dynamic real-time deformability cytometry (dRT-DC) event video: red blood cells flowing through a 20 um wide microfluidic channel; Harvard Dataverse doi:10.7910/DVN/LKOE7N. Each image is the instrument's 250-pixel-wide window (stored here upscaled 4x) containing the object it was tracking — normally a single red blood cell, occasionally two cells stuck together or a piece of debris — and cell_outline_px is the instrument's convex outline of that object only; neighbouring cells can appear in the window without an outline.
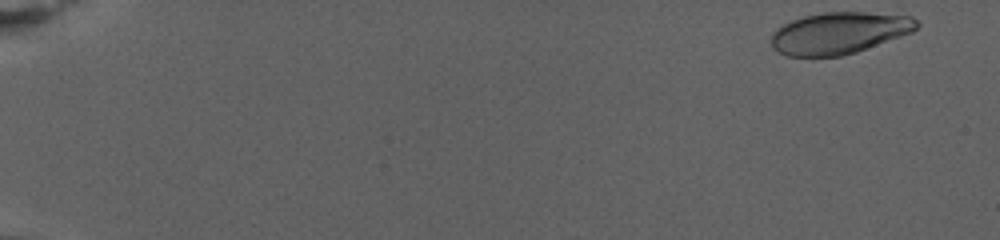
{"species": "human", "species_latin": "Homo sapiens", "temperature_condition": "warm", "stored_images_in_passage": 2, "camera_frame_rate_fps": 3000, "um_per_image_px": 0.085, "donor": {"sex": "female"}, "frame": {"image": 1, "passage_image": 2, "time_ms": 0.333, "image_size_px": [1000, 240], "cell_outline_px": [[920, 24], [912, 32], [856, 52], [840, 56], [788, 56], [772, 48], [772, 32], [776, 28], [792, 20], [804, 16], [824, 12], [864, 12], [912, 16]], "centroid_in_image_um": [71.32, 2.8], "position_along_channel_um": 13.7, "area_um2": 35.2}}